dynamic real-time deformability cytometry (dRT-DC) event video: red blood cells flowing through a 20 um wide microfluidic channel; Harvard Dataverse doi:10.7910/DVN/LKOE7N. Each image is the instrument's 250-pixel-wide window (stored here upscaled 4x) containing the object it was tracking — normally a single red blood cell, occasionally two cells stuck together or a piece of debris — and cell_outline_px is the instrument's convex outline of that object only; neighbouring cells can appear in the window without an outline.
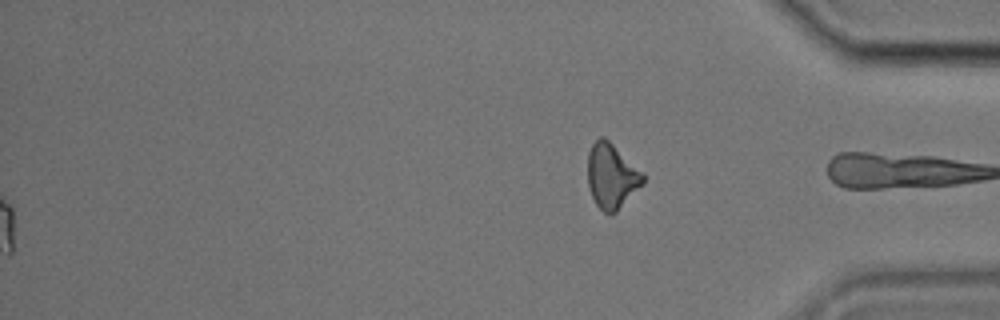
{"species": "common noctule bat (a hibernating species)", "species_latin": "Nyctalus noctula", "temperature_condition": "cold", "stored_images_in_passage": 47, "segment_of_instrument_passage": [2, 2], "camera_frame_rate_fps": 3000, "um_per_image_px": 0.085, "animal": {"sex": "male", "body_mass_g": 17.9, "forearm_length_mm": 54.2}, "frame": {"image": 1, "passage_image": 47, "time_ms": 15.333, "image_size_px": [1000, 320], "cell_outline_px": [[644, 184], [612, 216], [604, 212], [596, 204], [588, 188], [588, 152], [592, 144], [600, 136], [604, 136], [644, 172]], "centroid_in_image_um": [52.0, 14.97], "position_along_channel_um": 383.2, "area_um2": 21.15}}